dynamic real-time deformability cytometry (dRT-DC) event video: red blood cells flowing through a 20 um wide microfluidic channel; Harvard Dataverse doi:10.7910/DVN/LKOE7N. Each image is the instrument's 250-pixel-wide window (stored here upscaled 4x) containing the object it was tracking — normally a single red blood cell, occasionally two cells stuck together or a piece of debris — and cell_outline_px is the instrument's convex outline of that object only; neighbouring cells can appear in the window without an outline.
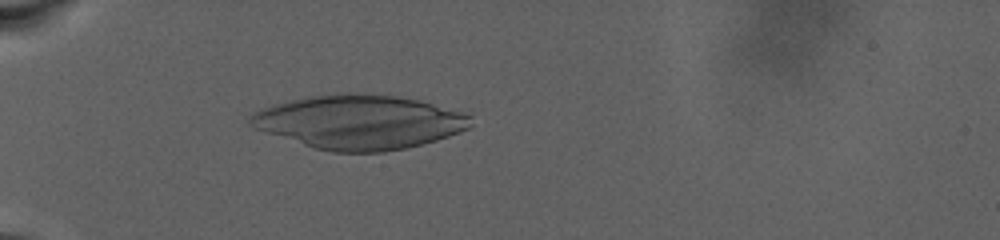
{"species": "human", "species_latin": "Homo sapiens", "temperature_condition": "warm", "stored_images_in_passage": 78, "camera_frame_rate_fps": 3000, "um_per_image_px": 0.085, "donor": {"sex": "male"}, "frame": {"image": 1, "passage_image": 21, "time_ms": 6.667, "image_size_px": [1000, 240], "cell_outline_px": [[472, 124], [468, 128], [460, 132], [436, 140], [404, 148], [384, 152], [332, 152], [316, 148], [264, 132], [252, 128], [248, 124], [248, 116], [252, 112], [272, 104], [308, 96], [348, 92], [352, 92], [396, 96], [420, 100], [460, 112], [472, 116]], "centroid_in_image_um": [30.49, 10.36], "position_along_channel_um": 54.5, "area_um2": 69.53}}
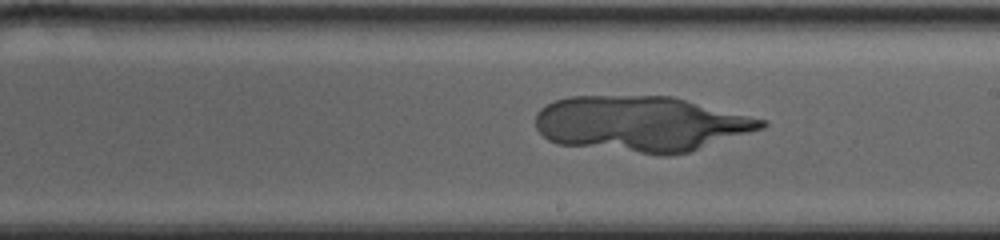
{"frame": {"image": 2, "passage_image": 46, "time_ms": 15.0, "image_size_px": [1000, 240], "cell_outline_px": [[768, 124], [764, 128], [688, 152], [668, 156], [660, 156], [556, 144], [548, 140], [536, 128], [536, 112], [540, 108], [556, 100], [568, 96], [672, 96], [768, 120]], "centroid_in_image_um": [54.48, 10.53], "position_along_channel_um": 234.5, "area_um2": 73.58}}
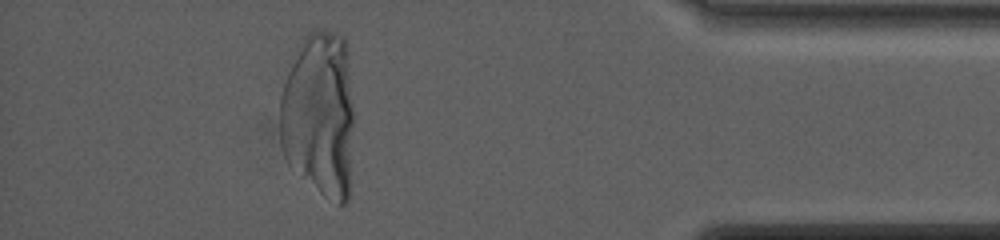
{"frame": {"image": 3, "passage_image": 71, "time_ms": 23.333, "image_size_px": [1000, 240], "cell_outline_px": [[352, 124], [348, 200], [344, 204], [340, 204], [324, 196], [300, 176], [288, 164], [284, 156], [280, 144], [280, 96], [288, 72], [300, 44], [304, 36], [312, 28], [324, 28], [344, 36], [352, 108]], "centroid_in_image_um": [27.1, 9.72], "position_along_channel_um": 408.1, "area_um2": 71.38}}